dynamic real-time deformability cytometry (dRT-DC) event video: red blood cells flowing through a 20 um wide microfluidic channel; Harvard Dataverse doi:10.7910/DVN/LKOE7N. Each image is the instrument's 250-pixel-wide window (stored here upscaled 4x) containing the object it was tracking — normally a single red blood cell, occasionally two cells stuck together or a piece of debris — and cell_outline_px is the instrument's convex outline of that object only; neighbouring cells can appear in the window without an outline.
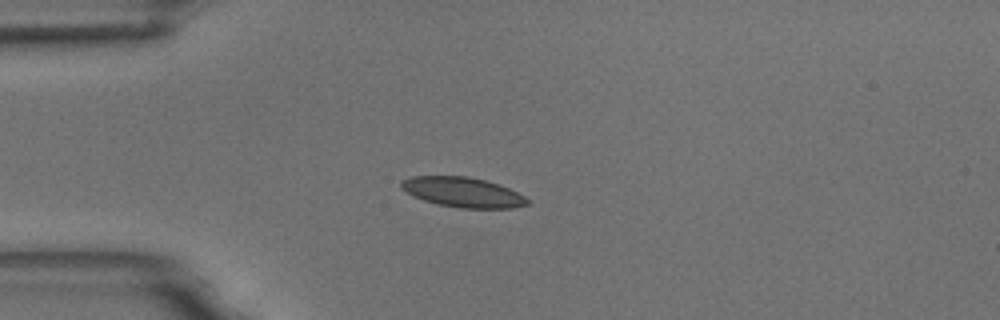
{"species": "common noctule bat (a hibernating species)", "species_latin": "Nyctalus noctula", "temperature_condition": "room temperature", "stored_images_in_passage": 6, "camera_frame_rate_fps": 3000, "um_per_image_px": 0.085, "animal": {"sex": "male", "body_mass_g": 18.8}, "frame": {"image": 1, "passage_image": 4, "time_ms": 4.333, "image_size_px": [1000, 320], "cell_outline_px": [[528, 204], [512, 208], [460, 208], [436, 204], [412, 196], [400, 188], [400, 180], [412, 176], [468, 176], [484, 180], [508, 188], [524, 196], [528, 200]], "centroid_in_image_um": [39.27, 16.34], "position_along_channel_um": 45.7, "area_um2": 21.96}}
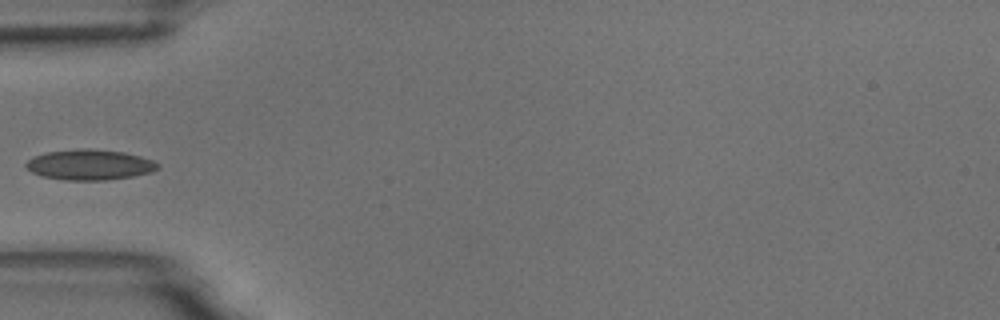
{"frame": {"image": 2, "passage_image": 5, "time_ms": 5.667, "image_size_px": [1000, 320], "cell_outline_px": [[160, 168], [152, 172], [132, 176], [108, 180], [64, 180], [44, 176], [32, 172], [24, 164], [28, 160], [36, 156], [48, 152], [84, 148], [124, 152], [140, 156], [152, 160], [160, 164]], "centroid_in_image_um": [7.67, 14.01], "position_along_channel_um": 77.3, "area_um2": 23.18}}